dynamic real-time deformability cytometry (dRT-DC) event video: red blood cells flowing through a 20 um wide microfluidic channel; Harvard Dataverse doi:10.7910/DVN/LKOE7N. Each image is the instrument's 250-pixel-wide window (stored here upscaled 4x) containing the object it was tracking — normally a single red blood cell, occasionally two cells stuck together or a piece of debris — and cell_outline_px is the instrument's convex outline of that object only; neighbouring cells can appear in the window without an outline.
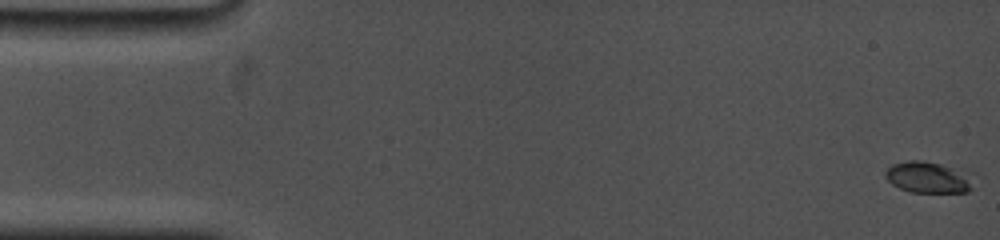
{"species": "common noctule bat (a hibernating species)", "species_latin": "Nyctalus noctula", "temperature_condition": "cold", "stored_images_in_passage": 57, "camera_frame_rate_fps": 5000, "um_per_image_px": 0.085, "animal": {"sex": "female", "body_mass_g": 19.0, "forearm_length_mm": 53.3}, "frame": {"image": 1, "passage_image": 1, "time_ms": 0.0, "image_size_px": [1000, 240], "cell_outline_px": [[980, 176], [972, 188], [968, 192], [912, 192], [900, 188], [892, 184], [884, 176], [884, 172], [892, 164], [908, 160], [924, 160], [976, 172]], "centroid_in_image_um": [79.07, 15.05], "position_along_channel_um": 5.9, "area_um2": 16.99}}
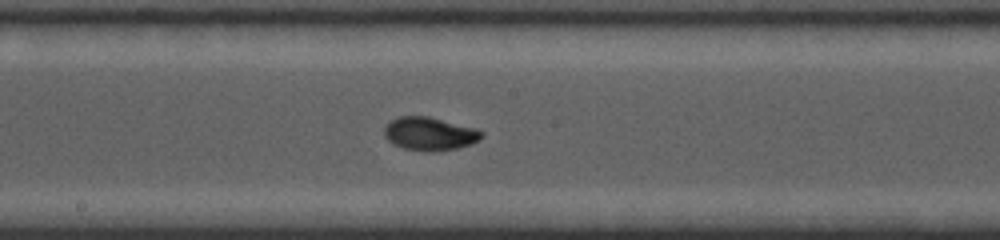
{"frame": {"image": 2, "passage_image": 30, "time_ms": 9.2, "image_size_px": [1000, 240], "cell_outline_px": [[484, 136], [480, 140], [472, 144], [456, 148], [432, 152], [428, 152], [404, 148], [388, 140], [384, 136], [384, 128], [396, 116], [428, 116], [476, 128], [484, 132]], "centroid_in_image_um": [36.56, 11.36], "position_along_channel_um": 211.6, "area_um2": 18.9}}
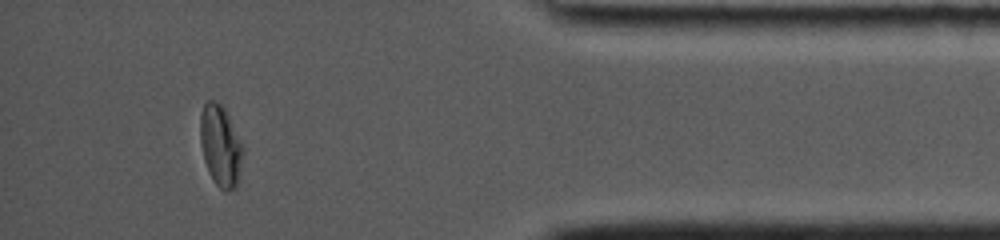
{"frame": {"image": 3, "passage_image": 52, "time_ms": 15.4, "image_size_px": [1000, 240], "cell_outline_px": [[244, 152], [240, 180], [236, 188], [228, 192], [224, 192], [212, 180], [208, 172], [204, 160], [200, 144], [200, 116], [204, 104], [208, 100], [216, 100], [224, 108], [244, 148]], "centroid_in_image_um": [18.76, 12.46], "position_along_channel_um": 416.4, "area_um2": 20.63}, "authors_computed_cell_mechanics": {"area_um2": 17.8602, "velocity_mm_per_s": 3.7248, "shape_relaxation_time_tau1_ms": 2.9232, "shape_relaxation_time_tau2_ms": 0.8233, "deformation_change_tau1": 0.1688, "deformation_change_tau2": 0.0376}}